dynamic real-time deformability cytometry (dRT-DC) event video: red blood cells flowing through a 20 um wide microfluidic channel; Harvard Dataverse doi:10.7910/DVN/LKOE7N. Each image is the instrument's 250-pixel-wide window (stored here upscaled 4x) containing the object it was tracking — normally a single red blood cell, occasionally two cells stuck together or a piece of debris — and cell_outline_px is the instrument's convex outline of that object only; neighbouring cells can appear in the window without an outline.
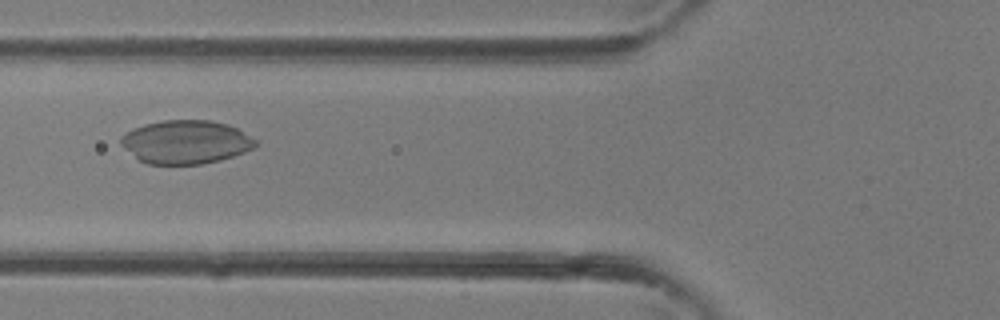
{"species": "common noctule bat (a hibernating species)", "species_latin": "Nyctalus noctula", "temperature_condition": "room temperature", "stored_images_in_passage": 4, "camera_frame_rate_fps": 3000, "um_per_image_px": 0.085, "animal": {"sex": "female"}, "frame": {"image": 1, "passage_image": 4, "time_ms": 1.0, "image_size_px": [1000, 320], "cell_outline_px": [[260, 144], [256, 148], [220, 160], [200, 164], [148, 164], [140, 160], [120, 144], [120, 136], [124, 132], [132, 128], [144, 124], [164, 120], [212, 120], [228, 124], [260, 140]], "centroid_in_image_um": [15.83, 12.06], "position_along_channel_um": 110.0, "area_um2": 34.45}}